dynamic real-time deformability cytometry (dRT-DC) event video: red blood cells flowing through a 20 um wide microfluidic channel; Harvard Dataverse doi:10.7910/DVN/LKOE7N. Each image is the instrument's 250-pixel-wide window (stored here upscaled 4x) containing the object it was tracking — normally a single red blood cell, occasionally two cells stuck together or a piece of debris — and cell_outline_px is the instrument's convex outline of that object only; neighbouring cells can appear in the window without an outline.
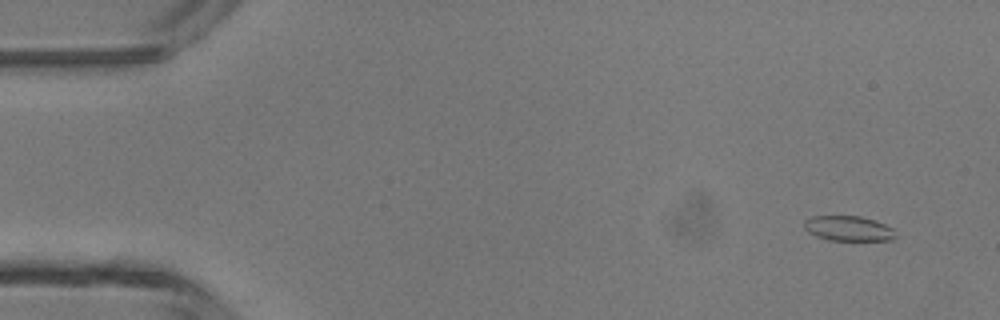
{"species": "common noctule bat (a hibernating species)", "species_latin": "Nyctalus noctula", "temperature_condition": "room temperature", "stored_images_in_passage": 15, "camera_frame_rate_fps": 3000, "um_per_image_px": 0.085, "animal": {"sex": "male", "body_mass_g": 13.3}, "frame": {"image": 1, "passage_image": 1, "time_ms": 0.0, "image_size_px": [1000, 320], "cell_outline_px": [[896, 236], [892, 240], [828, 240], [816, 236], [808, 232], [804, 228], [804, 220], [812, 216], [860, 216], [876, 220], [892, 228]], "centroid_in_image_um": [72.1, 19.41], "position_along_channel_um": 12.9, "area_um2": 13.35}}
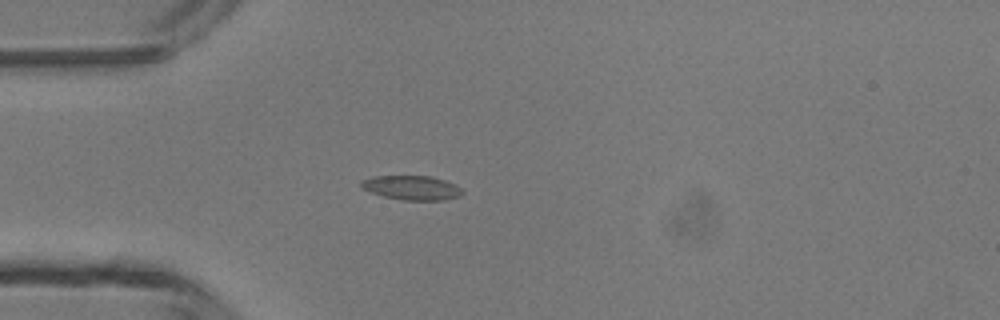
{"frame": {"image": 2, "passage_image": 11, "time_ms": 3.333, "image_size_px": [1000, 320], "cell_outline_px": [[464, 192], [460, 196], [444, 200], [404, 200], [384, 196], [360, 188], [360, 180], [372, 176], [428, 176], [444, 180], [460, 188]], "centroid_in_image_um": [34.96, 15.95], "position_along_channel_um": 50.0, "area_um2": 14.22}}
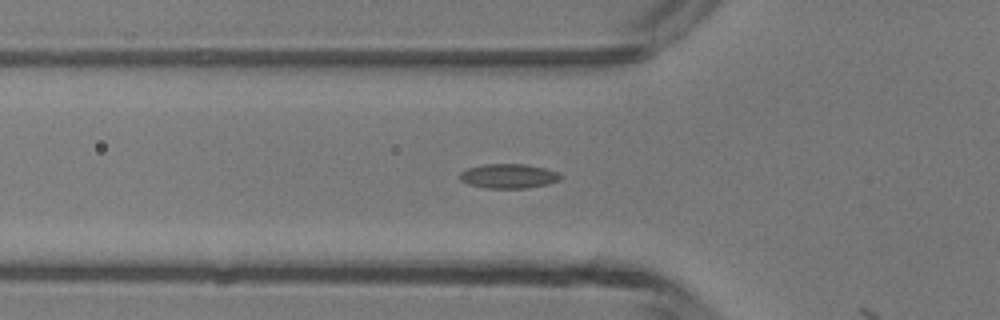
{"frame": {"image": 3, "passage_image": 14, "time_ms": 4.333, "image_size_px": [1000, 320], "cell_outline_px": [[564, 176], [560, 180], [548, 184], [528, 188], [484, 188], [468, 184], [460, 180], [460, 172], [468, 168], [484, 164], [524, 164], [544, 168], [556, 172]], "centroid_in_image_um": [43.23, 14.97], "position_along_channel_um": 82.6, "area_um2": 14.39}}